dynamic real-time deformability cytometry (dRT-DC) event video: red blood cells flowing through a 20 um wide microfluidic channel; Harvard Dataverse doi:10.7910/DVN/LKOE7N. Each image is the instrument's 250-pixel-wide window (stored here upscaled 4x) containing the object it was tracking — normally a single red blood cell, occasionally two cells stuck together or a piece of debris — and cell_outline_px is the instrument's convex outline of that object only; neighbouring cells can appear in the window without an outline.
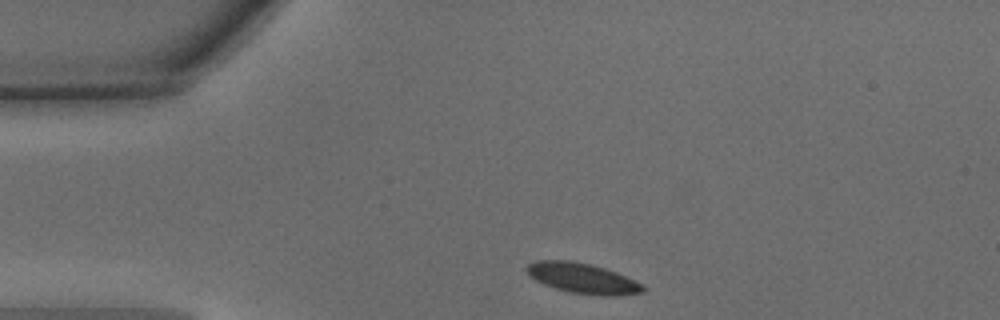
{"species": "common noctule bat (a hibernating species)", "species_latin": "Nyctalus noctula", "temperature_condition": "warm", "stored_images_in_passage": 29, "camera_frame_rate_fps": 3000, "um_per_image_px": 0.085, "animal": {"sex": "male", "body_mass_g": 15.6}, "frame": {"image": 1, "passage_image": 1, "time_ms": 0.0, "image_size_px": [1000, 320], "cell_outline_px": [[648, 288], [644, 292], [616, 296], [604, 296], [572, 292], [556, 288], [544, 284], [536, 280], [524, 268], [528, 264], [536, 260], [568, 260], [592, 264], [616, 272]], "centroid_in_image_um": [49.52, 23.64], "position_along_channel_um": 35.5, "area_um2": 20.29}}
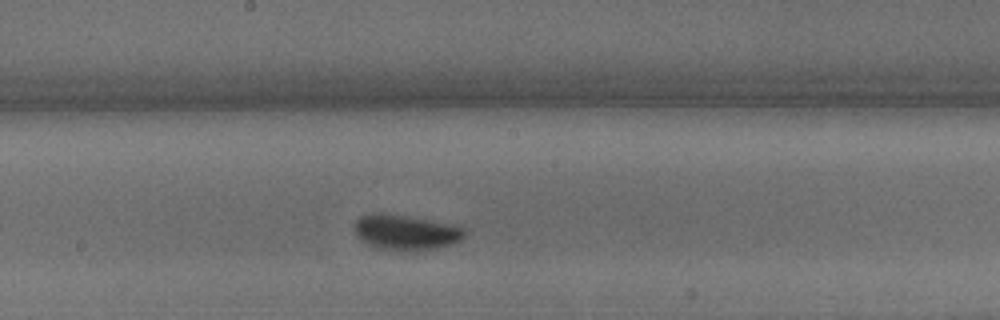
{"frame": {"image": 2, "passage_image": 16, "time_ms": 5.0, "image_size_px": [1000, 320], "cell_outline_px": [[464, 236], [460, 240], [452, 244], [436, 248], [416, 252], [384, 252], [368, 244], [356, 236], [352, 228], [356, 220], [360, 216], [372, 212], [384, 212], [408, 216], [464, 228]], "centroid_in_image_um": [34.37, 19.78], "position_along_channel_um": 213.8, "area_um2": 23.24}}
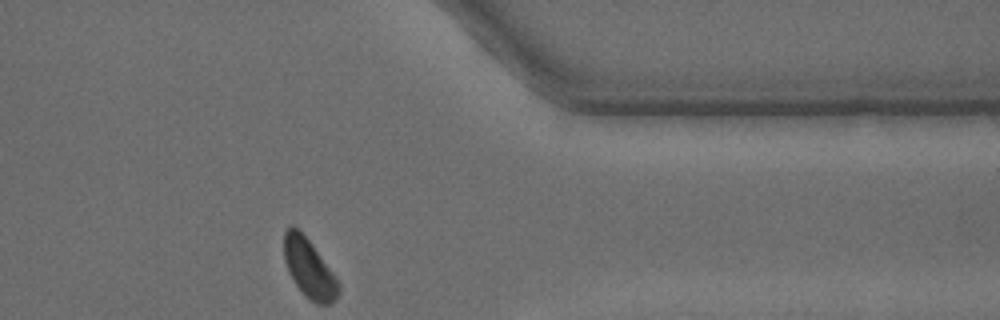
{"frame": {"image": 3, "passage_image": 29, "time_ms": 9.333, "image_size_px": [1000, 320], "cell_outline_px": [[340, 292], [332, 304], [316, 304], [292, 280], [288, 272], [284, 260], [284, 232], [292, 224], [312, 244], [336, 276], [340, 284]], "centroid_in_image_um": [26.29, 22.82], "position_along_channel_um": 385.1, "area_um2": 18.5}, "authors_computed_cell_mechanics": {"area_um2": 20.7502, "velocity_mm_per_s": 4.299, "shape_relaxation_time_tau1_ms": 1.9483, "shape_relaxation_time_tau2_ms": null, "deformation_change_tau1": 0.0916, "deformation_change_tau2": null}}